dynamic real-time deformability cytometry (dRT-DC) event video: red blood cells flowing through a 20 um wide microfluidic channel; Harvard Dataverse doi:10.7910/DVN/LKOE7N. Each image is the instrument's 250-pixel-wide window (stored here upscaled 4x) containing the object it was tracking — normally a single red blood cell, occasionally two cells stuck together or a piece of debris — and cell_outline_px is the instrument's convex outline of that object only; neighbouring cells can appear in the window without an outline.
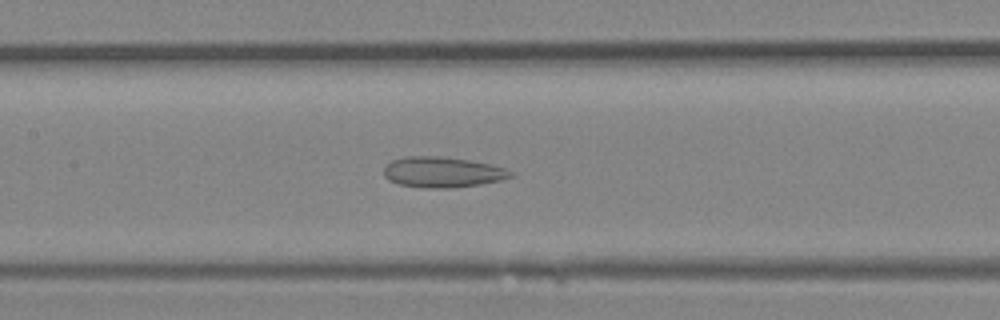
{"species": "Egyptian fruit bat (a non-hibernating species)", "species_latin": "Rousettus aegyptiacus", "temperature_condition": "room temperature", "stored_images_in_passage": 23, "camera_frame_rate_fps": 3000, "um_per_image_px": 0.085, "animal": {"sex": "female"}, "frame": {"image": 1, "passage_image": 9, "time_ms": 2.667, "image_size_px": [1000, 320], "cell_outline_px": [[516, 176], [500, 180], [480, 184], [452, 188], [424, 188], [400, 184], [388, 180], [384, 176], [384, 164], [392, 160], [408, 156], [444, 156], [492, 164], [504, 168], [512, 172]], "centroid_in_image_um": [37.6, 14.63], "position_along_channel_um": 169.8, "area_um2": 22.77}}
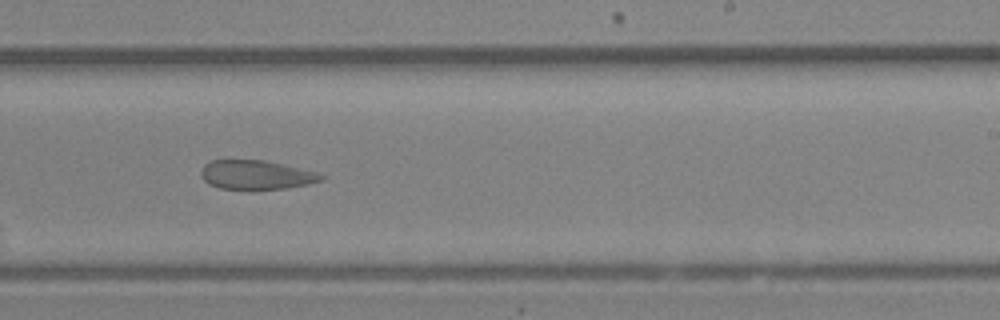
{"frame": {"image": 2, "passage_image": 14, "time_ms": 4.333, "image_size_px": [1000, 320], "cell_outline_px": [[324, 180], [308, 184], [284, 188], [220, 188], [208, 184], [200, 176], [200, 168], [208, 160], [264, 160], [316, 172], [324, 176]], "centroid_in_image_um": [21.71, 14.84], "position_along_channel_um": 267.3, "area_um2": 20.11}}
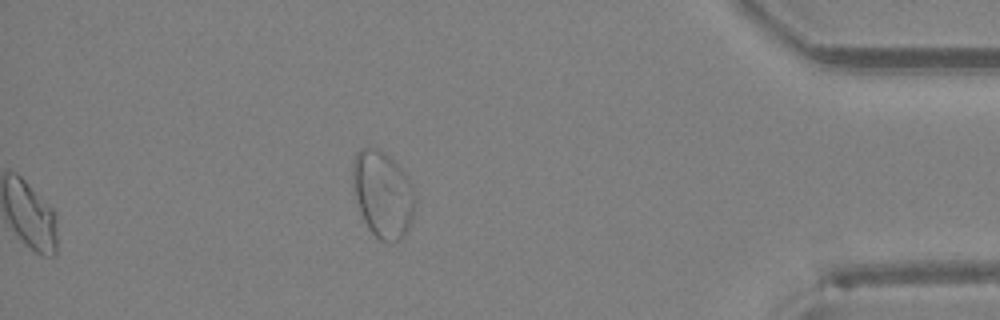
{"frame": {"image": 3, "passage_image": 23, "time_ms": 7.333, "image_size_px": [1000, 320], "cell_outline_px": [[416, 204], [412, 220], [408, 228], [400, 240], [392, 244], [388, 244], [380, 240], [368, 228], [360, 212], [356, 200], [352, 184], [352, 164], [356, 152], [360, 148], [368, 144], [380, 148], [392, 156], [408, 176], [412, 184], [416, 196]], "centroid_in_image_um": [32.54, 16.45], "position_along_channel_um": 402.7, "area_um2": 32.6}}